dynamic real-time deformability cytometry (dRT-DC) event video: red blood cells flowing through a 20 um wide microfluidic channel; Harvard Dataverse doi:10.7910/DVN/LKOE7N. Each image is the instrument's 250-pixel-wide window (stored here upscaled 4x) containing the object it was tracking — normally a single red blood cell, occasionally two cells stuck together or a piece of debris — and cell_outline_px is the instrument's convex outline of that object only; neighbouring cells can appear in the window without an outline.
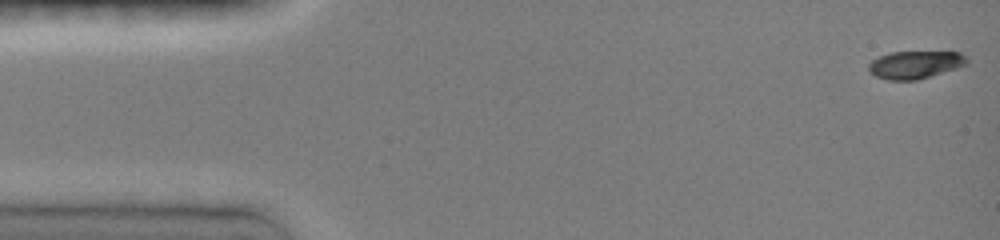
{"species": "common noctule bat (a hibernating species)", "species_latin": "Nyctalus noctula", "temperature_condition": "room temperature", "stored_images_in_passage": 48, "camera_frame_rate_fps": 3000, "um_per_image_px": 0.085, "animal": {"sex": "female", "body_mass_g": 19.0, "forearm_length_mm": 51.5}, "frame": {"image": 1, "passage_image": 1, "time_ms": 0.0, "image_size_px": [1000, 240], "cell_outline_px": [[968, 64], [956, 68], [916, 80], [888, 80], [876, 76], [868, 68], [868, 64], [872, 60], [888, 52], [960, 52], [968, 60]], "centroid_in_image_um": [77.78, 5.49], "position_along_channel_um": 7.2, "area_um2": 15.66}}
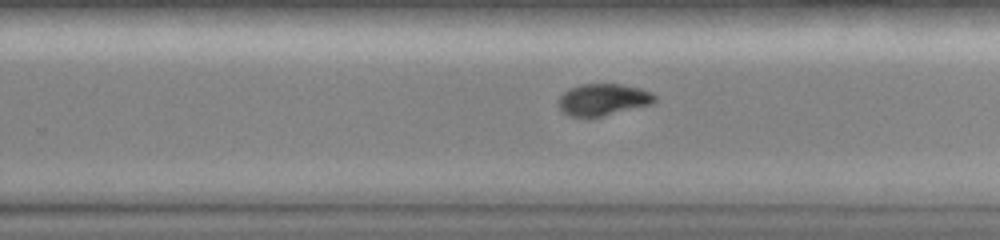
{"frame": {"image": 2, "passage_image": 35, "time_ms": 9.667, "image_size_px": [1000, 240], "cell_outline_px": [[656, 100], [652, 104], [600, 116], [568, 116], [556, 104], [560, 96], [568, 88], [580, 84], [620, 84], [640, 88], [652, 92], [656, 96]], "centroid_in_image_um": [51.25, 8.45], "position_along_channel_um": 278.6, "area_um2": 17.74}}
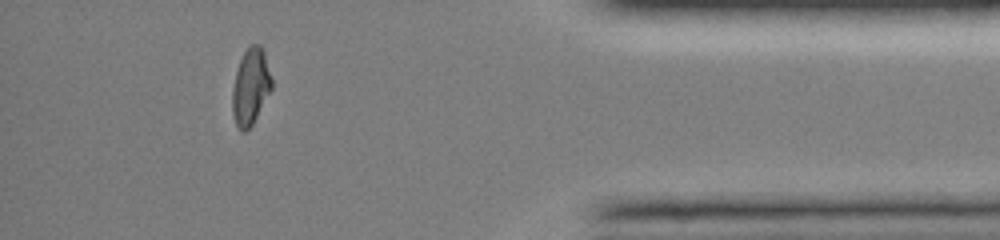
{"frame": {"image": 3, "passage_image": 44, "time_ms": 13.667, "image_size_px": [1000, 240], "cell_outline_px": [[272, 88], [252, 124], [244, 132], [240, 132], [236, 124], [232, 112], [232, 92], [236, 72], [240, 60], [244, 52], [252, 44], [260, 44], [264, 52], [272, 80]], "centroid_in_image_um": [21.29, 7.37], "position_along_channel_um": 413.9, "area_um2": 17.22}, "authors_computed_cell_mechanics": {"area_um2": 17.4267, "velocity_mm_per_s": 4.069, "shape_relaxation_time_tau1_ms": 4.1261, "shape_relaxation_time_tau2_ms": 1.2264, "deformation_change_tau1": 0.1745, "deformation_change_tau2": 0.0376}}